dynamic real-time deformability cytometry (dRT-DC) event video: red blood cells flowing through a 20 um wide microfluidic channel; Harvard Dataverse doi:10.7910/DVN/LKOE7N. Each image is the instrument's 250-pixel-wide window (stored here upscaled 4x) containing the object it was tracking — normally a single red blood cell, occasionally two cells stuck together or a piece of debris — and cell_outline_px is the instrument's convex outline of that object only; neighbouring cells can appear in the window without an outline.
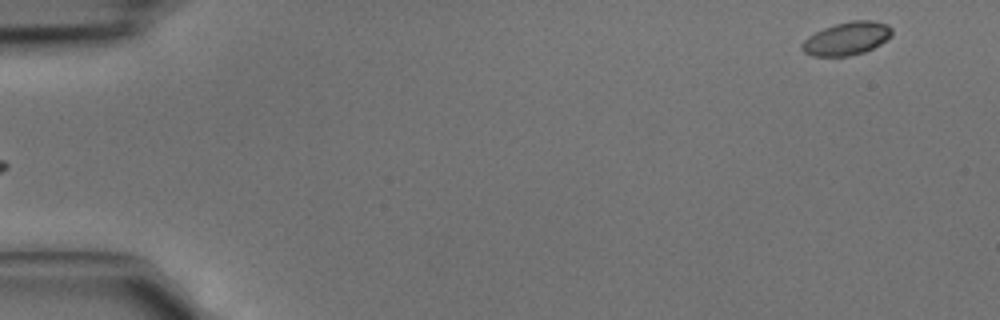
{"species": "common noctule bat (a hibernating species)", "species_latin": "Nyctalus noctula", "temperature_condition": "cold", "stored_images_in_passage": 5, "segment_of_instrument_passage": [2, 2], "camera_frame_rate_fps": 3000, "um_per_image_px": 0.085, "animal": {"sex": "male", "body_mass_g": 15.6}, "frame": {"image": 1, "passage_image": 5, "time_ms": 1.333, "image_size_px": [1000, 320], "cell_outline_px": [[892, 36], [888, 40], [864, 52], [848, 56], [812, 56], [804, 52], [800, 48], [800, 44], [808, 36], [824, 28], [836, 24], [852, 20], [872, 20], [888, 24], [892, 28]], "centroid_in_image_um": [71.99, 3.27], "position_along_channel_um": 13.0, "area_um2": 17.46}}